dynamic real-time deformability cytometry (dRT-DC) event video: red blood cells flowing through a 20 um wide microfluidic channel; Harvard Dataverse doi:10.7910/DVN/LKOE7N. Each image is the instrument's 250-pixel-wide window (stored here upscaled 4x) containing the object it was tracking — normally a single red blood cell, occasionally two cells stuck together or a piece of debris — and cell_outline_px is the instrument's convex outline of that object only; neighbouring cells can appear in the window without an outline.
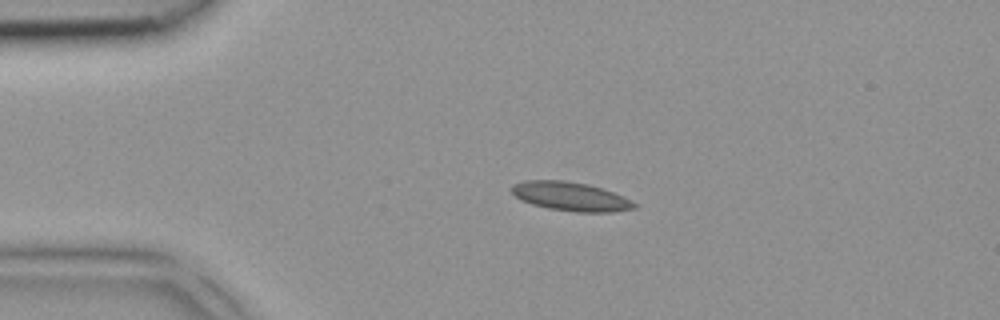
{"species": "common noctule bat (a hibernating species)", "species_latin": "Nyctalus noctula", "temperature_condition": "room temperature", "stored_images_in_passage": 3, "camera_frame_rate_fps": 3000, "um_per_image_px": 0.085, "animal": {"sex": "female", "body_mass_g": 18.4}, "frame": {"image": 1, "passage_image": 2, "time_ms": 0.333, "image_size_px": [1000, 320], "cell_outline_px": [[640, 204], [636, 208], [612, 212], [576, 212], [548, 208], [532, 204], [520, 200], [512, 192], [512, 184], [524, 180], [564, 180], [588, 184], [604, 188], [624, 196]], "centroid_in_image_um": [48.55, 16.69], "position_along_channel_um": 36.4, "area_um2": 20.92}}